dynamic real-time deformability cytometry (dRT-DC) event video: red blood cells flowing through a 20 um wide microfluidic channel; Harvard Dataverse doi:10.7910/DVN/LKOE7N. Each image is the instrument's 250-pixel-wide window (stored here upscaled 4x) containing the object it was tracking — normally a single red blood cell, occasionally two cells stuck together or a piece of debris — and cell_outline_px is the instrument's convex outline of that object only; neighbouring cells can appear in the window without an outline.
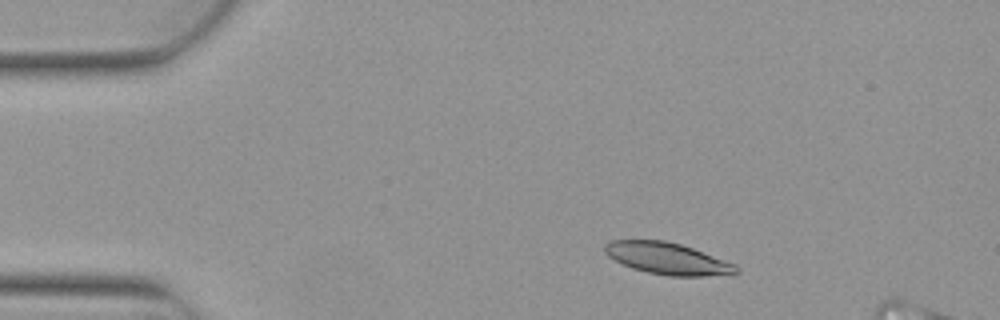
{"species": "Egyptian fruit bat (a non-hibernating species)", "species_latin": "Rousettus aegyptiacus", "temperature_condition": "warm", "stored_images_in_passage": 4, "segment_of_instrument_passage": [1, 2], "camera_frame_rate_fps": 3000, "um_per_image_px": 0.085, "animal": {"sex": "female"}, "frame": {"image": 1, "passage_image": 2, "time_ms": 0.333, "image_size_px": [1000, 320], "cell_outline_px": [[740, 272], [732, 276], [668, 276], [648, 272], [632, 268], [608, 256], [604, 252], [604, 244], [612, 240], [664, 240], [680, 244], [692, 248], [736, 264], [740, 268]], "centroid_in_image_um": [56.81, 21.99], "position_along_channel_um": 28.2, "area_um2": 24.51}}